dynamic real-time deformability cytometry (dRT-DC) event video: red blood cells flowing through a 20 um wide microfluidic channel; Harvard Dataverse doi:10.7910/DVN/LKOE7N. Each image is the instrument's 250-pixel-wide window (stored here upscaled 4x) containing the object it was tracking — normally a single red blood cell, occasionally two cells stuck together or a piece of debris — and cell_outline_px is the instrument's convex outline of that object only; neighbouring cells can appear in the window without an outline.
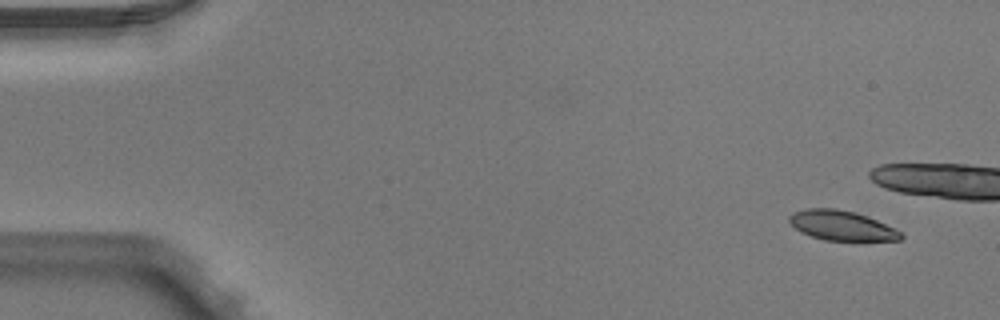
{"species": "Egyptian fruit bat (a non-hibernating species)", "species_latin": "Rousettus aegyptiacus", "temperature_condition": "warm", "stored_images_in_passage": 6, "camera_frame_rate_fps": 3000, "um_per_image_px": 0.085, "animal": {"sex": "male"}, "frame": {"image": 1, "passage_image": 1, "time_ms": 0.0, "image_size_px": [1000, 320], "cell_outline_px": [[904, 236], [900, 240], [824, 240], [812, 236], [796, 228], [788, 220], [788, 216], [792, 212], [804, 208], [836, 208], [856, 212], [868, 216], [900, 232]], "centroid_in_image_um": [71.5, 19.15], "position_along_channel_um": 13.5, "area_um2": 19.13}}